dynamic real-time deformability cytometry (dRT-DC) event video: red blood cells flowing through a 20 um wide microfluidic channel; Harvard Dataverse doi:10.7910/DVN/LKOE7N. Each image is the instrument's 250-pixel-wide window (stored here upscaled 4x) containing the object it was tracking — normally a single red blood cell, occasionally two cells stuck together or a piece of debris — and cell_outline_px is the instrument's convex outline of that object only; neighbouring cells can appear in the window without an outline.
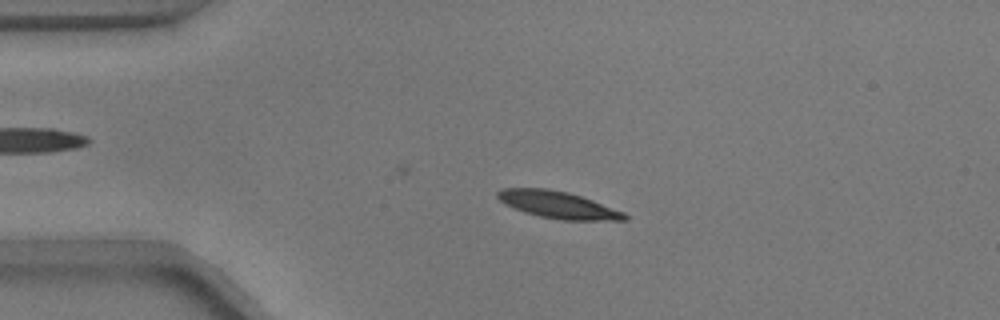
{"species": "common noctule bat (a hibernating species)", "species_latin": "Nyctalus noctula", "temperature_condition": "warm", "stored_images_in_passage": 38, "camera_frame_rate_fps": 3000, "um_per_image_px": 0.085, "animal": {"sex": "male", "body_mass_g": 17.9}, "frame": {"image": 1, "passage_image": 11, "time_ms": 3.333, "image_size_px": [1000, 320], "cell_outline_px": [[628, 220], [560, 220], [540, 216], [524, 212], [504, 204], [496, 196], [496, 192], [500, 188], [544, 188], [568, 192], [592, 200], [624, 212], [628, 216]], "centroid_in_image_um": [47.4, 17.4], "position_along_channel_um": 37.6, "area_um2": 19.94}}
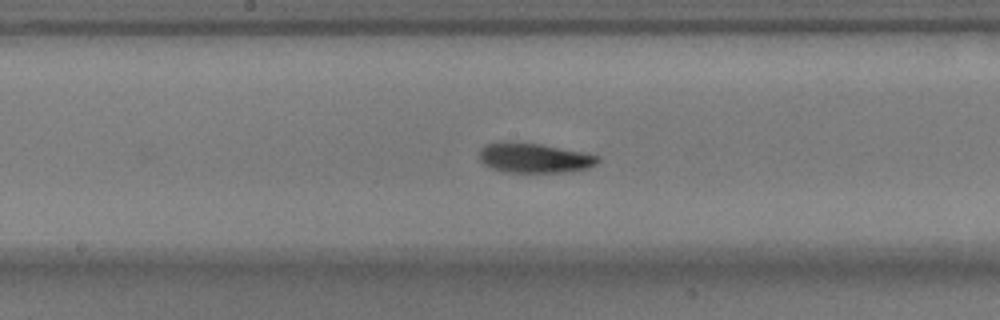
{"frame": {"image": 2, "passage_image": 27, "time_ms": 8.667, "image_size_px": [1000, 320], "cell_outline_px": [[600, 160], [596, 164], [588, 168], [568, 172], [504, 172], [492, 168], [484, 164], [480, 160], [480, 148], [484, 144], [500, 140], [504, 140], [540, 144], [584, 152], [600, 156]], "centroid_in_image_um": [45.39, 13.4], "position_along_channel_um": 202.8, "area_um2": 20.92}}
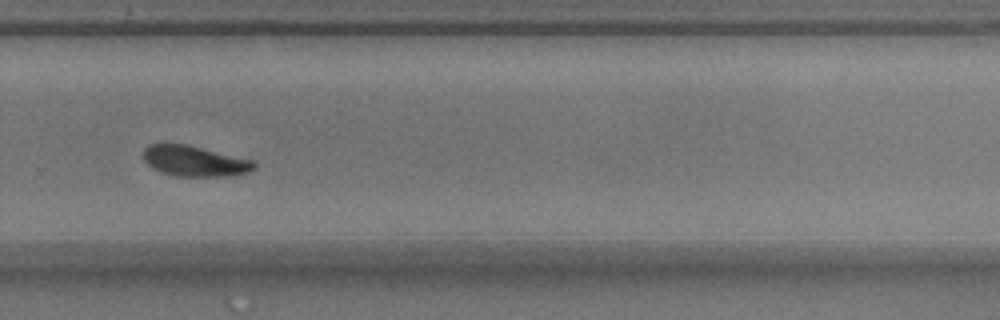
{"frame": {"image": 3, "passage_image": 36, "time_ms": 11.667, "image_size_px": [1000, 320], "cell_outline_px": [[256, 168], [248, 172], [232, 176], [176, 176], [160, 172], [152, 168], [144, 160], [144, 148], [148, 144], [184, 144], [256, 160]], "centroid_in_image_um": [16.58, 13.7], "position_along_channel_um": 313.2, "area_um2": 19.83}}